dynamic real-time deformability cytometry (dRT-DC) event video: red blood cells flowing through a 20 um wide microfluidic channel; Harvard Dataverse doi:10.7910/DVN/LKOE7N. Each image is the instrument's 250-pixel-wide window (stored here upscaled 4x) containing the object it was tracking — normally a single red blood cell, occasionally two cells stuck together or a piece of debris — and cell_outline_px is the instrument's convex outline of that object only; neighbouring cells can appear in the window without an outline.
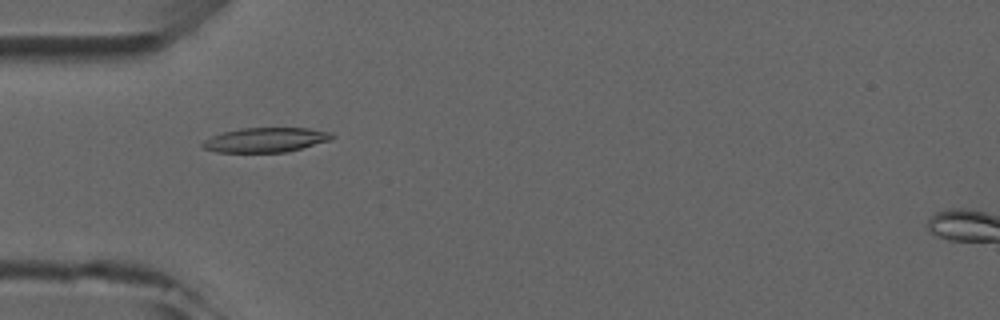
{"species": "common noctule bat (a hibernating species)", "species_latin": "Nyctalus noctula", "temperature_condition": "room temperature", "stored_images_in_passage": 7, "camera_frame_rate_fps": 3000, "um_per_image_px": 0.085, "animal": {"sex": "male", "forearm_length_mm": 52.5}, "frame": {"image": 1, "passage_image": 4, "time_ms": 4.333, "image_size_px": [1000, 320], "cell_outline_px": [[336, 136], [332, 140], [288, 152], [216, 152], [204, 148], [200, 144], [204, 140], [212, 136], [224, 132], [240, 128], [308, 128], [332, 132]], "centroid_in_image_um": [22.63, 11.89], "position_along_channel_um": 62.4, "area_um2": 18.67}}
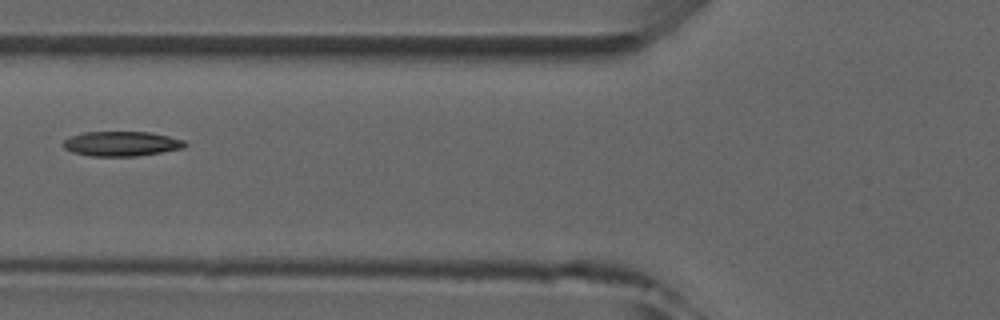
{"frame": {"image": 2, "passage_image": 5, "time_ms": 5.667, "image_size_px": [1000, 320], "cell_outline_px": [[188, 144], [184, 148], [136, 156], [92, 156], [72, 152], [64, 148], [60, 144], [64, 140], [72, 136], [84, 132], [152, 132], [184, 140]], "centroid_in_image_um": [10.32, 12.21], "position_along_channel_um": 115.5, "area_um2": 17.57}}
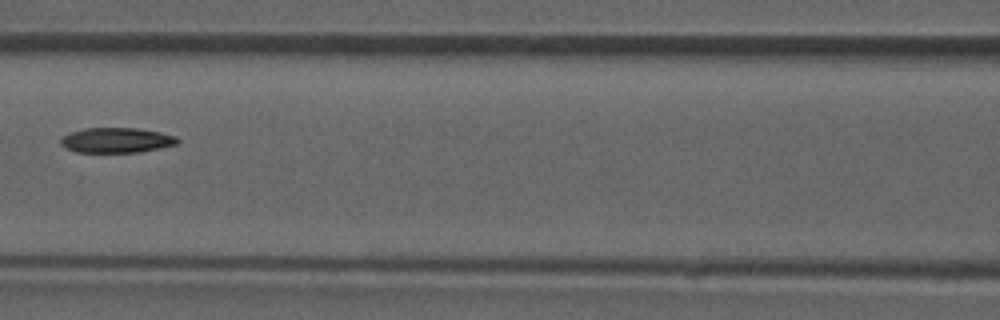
{"frame": {"image": 3, "passage_image": 6, "time_ms": 6.667, "image_size_px": [1000, 320], "cell_outline_px": [[180, 140], [176, 144], [140, 152], [76, 152], [60, 144], [60, 140], [64, 136], [72, 132], [84, 128], [140, 128], [160, 132], [176, 136]], "centroid_in_image_um": [9.92, 11.91], "position_along_channel_um": 156.7, "area_um2": 16.94}}